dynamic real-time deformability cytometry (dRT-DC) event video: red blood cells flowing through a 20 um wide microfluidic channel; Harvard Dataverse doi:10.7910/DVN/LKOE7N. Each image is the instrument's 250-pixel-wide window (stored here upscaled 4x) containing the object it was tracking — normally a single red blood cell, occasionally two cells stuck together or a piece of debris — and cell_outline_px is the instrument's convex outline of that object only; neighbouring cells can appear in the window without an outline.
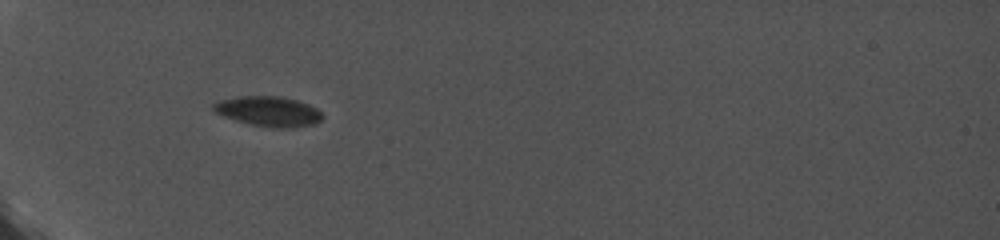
{"species": "common noctule bat (a hibernating species)", "species_latin": "Nyctalus noctula", "temperature_condition": "cold", "stored_images_in_passage": 9, "camera_frame_rate_fps": 5000, "um_per_image_px": 0.085, "animal": {"sex": "female", "body_mass_g": 19.0, "forearm_length_mm": 56.7}, "frame": {"image": 1, "passage_image": 1, "time_ms": 0.0, "image_size_px": [1000, 240], "cell_outline_px": [[324, 116], [320, 120], [312, 124], [252, 124], [216, 112], [212, 108], [212, 104], [220, 100], [236, 96], [280, 96], [296, 100], [308, 104], [316, 108]], "centroid_in_image_um": [22.78, 9.37], "position_along_channel_um": 62.2, "area_um2": 17.57}}
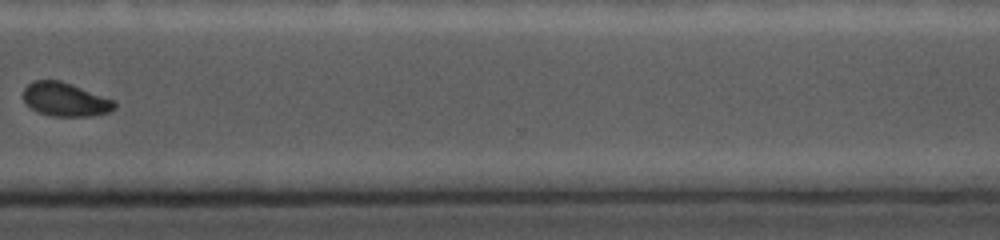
{"frame": {"image": 2, "passage_image": 9, "time_ms": 1.6, "image_size_px": [1000, 240], "cell_outline_px": [[116, 108], [108, 112], [92, 116], [52, 116], [36, 112], [24, 100], [24, 88], [28, 84], [36, 80], [60, 80], [116, 100]], "centroid_in_image_um": [5.58, 8.46], "position_along_channel_um": 365.0, "area_um2": 17.92}}